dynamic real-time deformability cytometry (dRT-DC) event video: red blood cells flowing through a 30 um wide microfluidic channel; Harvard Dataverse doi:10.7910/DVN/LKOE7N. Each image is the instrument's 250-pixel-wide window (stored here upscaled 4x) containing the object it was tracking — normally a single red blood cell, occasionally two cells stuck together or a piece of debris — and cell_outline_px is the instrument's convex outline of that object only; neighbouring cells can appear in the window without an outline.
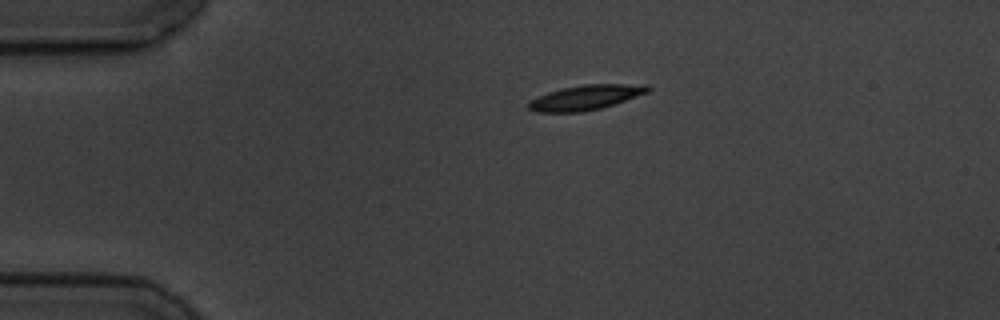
{"species": "common noctule bat (a hibernating species)", "species_latin": "Nyctalus noctula", "temperature_condition": "cold", "stored_images_in_passage": 6, "camera_frame_rate_fps": 3000, "um_per_image_px": 0.085, "animal": {"sex": "male", "body_mass_g": 19.5, "forearm_length_mm": 54.6}, "frame": {"image": 1, "passage_image": 1, "time_ms": 0.0, "image_size_px": [1000, 320], "cell_outline_px": [[652, 88], [648, 92], [600, 108], [584, 112], [536, 112], [528, 108], [528, 104], [532, 100], [548, 92], [564, 88], [584, 84], [648, 84]], "centroid_in_image_um": [49.81, 8.28], "position_along_channel_um": 35.2, "area_um2": 16.99}}
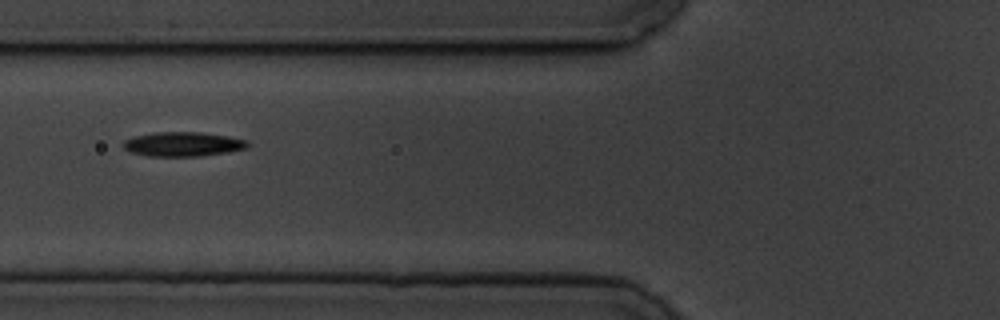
{"frame": {"image": 2, "passage_image": 6, "time_ms": 3.333, "image_size_px": [1000, 320], "cell_outline_px": [[248, 144], [244, 148], [228, 152], [200, 156], [148, 156], [132, 152], [124, 148], [120, 144], [124, 140], [132, 136], [156, 132], [200, 132], [228, 136], [248, 140]], "centroid_in_image_um": [15.5, 12.24], "position_along_channel_um": 110.3, "area_um2": 17.69}}